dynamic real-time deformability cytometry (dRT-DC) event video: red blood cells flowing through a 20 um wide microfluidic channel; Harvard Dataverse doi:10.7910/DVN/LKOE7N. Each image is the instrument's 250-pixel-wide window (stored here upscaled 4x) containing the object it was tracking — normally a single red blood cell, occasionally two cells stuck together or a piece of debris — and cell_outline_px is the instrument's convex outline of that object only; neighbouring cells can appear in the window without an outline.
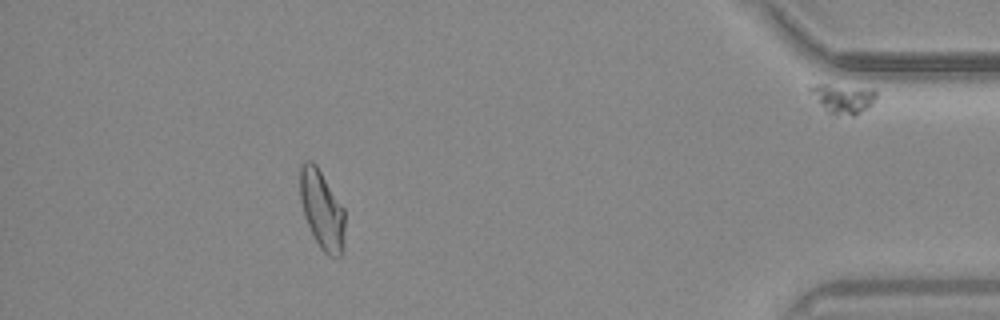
{"species": "common noctule bat (a hibernating species)", "species_latin": "Nyctalus noctula", "temperature_condition": "warm", "stored_images_in_passage": 54, "segment_of_instrument_passage": [2, 2], "camera_frame_rate_fps": 3000, "um_per_image_px": 0.085, "animal": {"sex": "male", "body_mass_g": 20.4}, "frame": {"image": 1, "passage_image": 49, "time_ms": 16.0, "image_size_px": [1000, 320], "cell_outline_px": [[344, 248], [340, 256], [328, 256], [320, 248], [308, 224], [300, 200], [300, 164], [304, 160], [312, 160], [316, 164], [344, 208]], "centroid_in_image_um": [27.37, 17.8], "position_along_channel_um": 407.8, "area_um2": 20.52}}